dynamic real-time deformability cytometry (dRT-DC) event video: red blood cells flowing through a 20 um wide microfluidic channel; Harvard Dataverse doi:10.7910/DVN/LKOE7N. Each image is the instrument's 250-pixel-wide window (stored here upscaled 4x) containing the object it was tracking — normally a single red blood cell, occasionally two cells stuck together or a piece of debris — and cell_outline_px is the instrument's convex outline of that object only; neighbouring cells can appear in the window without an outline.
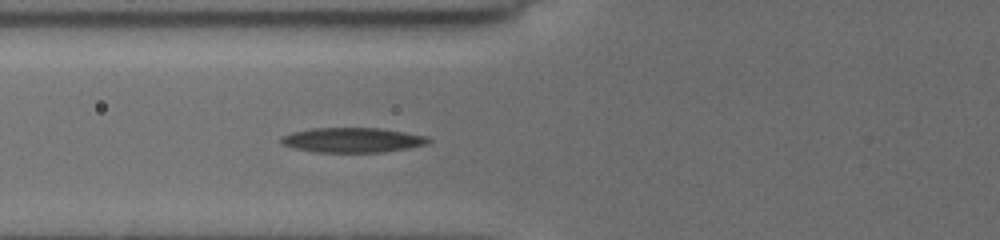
{"species": "common noctule bat (a hibernating species)", "species_latin": "Nyctalus noctula", "temperature_condition": "cold", "stored_images_in_passage": 20, "camera_frame_rate_fps": 3000, "um_per_image_px": 0.085, "animal": {"sex": "female", "body_mass_g": 19.5, "forearm_length_mm": 54.1}, "frame": {"image": 1, "passage_image": 20, "time_ms": 7.333, "image_size_px": [1000, 240], "cell_outline_px": [[432, 140], [428, 144], [408, 148], [380, 152], [312, 152], [280, 144], [280, 136], [292, 132], [312, 128], [380, 128], [428, 136]], "centroid_in_image_um": [29.95, 11.9], "position_along_channel_um": 95.9, "area_um2": 21.39}}